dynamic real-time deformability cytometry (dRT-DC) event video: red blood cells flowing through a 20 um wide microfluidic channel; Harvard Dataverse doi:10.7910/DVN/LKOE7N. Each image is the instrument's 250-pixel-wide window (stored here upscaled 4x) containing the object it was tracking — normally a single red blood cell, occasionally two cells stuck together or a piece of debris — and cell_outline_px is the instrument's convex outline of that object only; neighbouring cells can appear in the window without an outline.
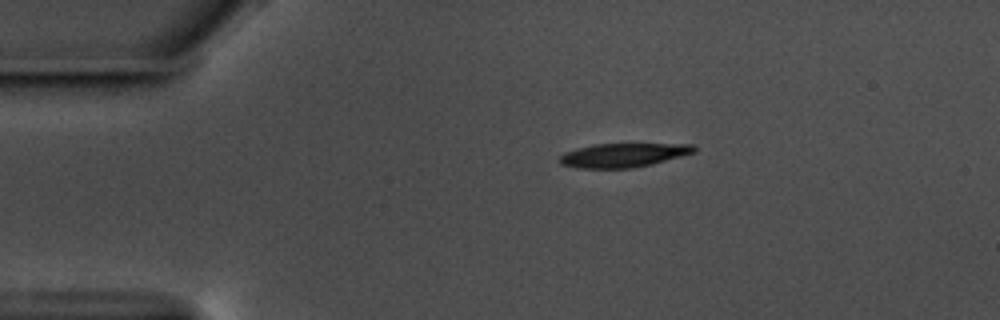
{"species": "common noctule bat (a hibernating species)", "species_latin": "Nyctalus noctula", "temperature_condition": "warm", "stored_images_in_passage": 47, "camera_frame_rate_fps": 3000, "um_per_image_px": 0.085, "animal": {"sex": "male", "body_mass_g": 17.5, "forearm_length_mm": 52.3}, "frame": {"image": 1, "passage_image": 1, "time_ms": 0.0, "image_size_px": [1000, 320], "cell_outline_px": [[696, 152], [652, 164], [632, 168], [576, 168], [560, 164], [560, 156], [564, 152], [576, 148], [596, 144], [692, 144], [696, 148]], "centroid_in_image_um": [52.96, 13.19], "position_along_channel_um": 32.0, "area_um2": 18.73}}
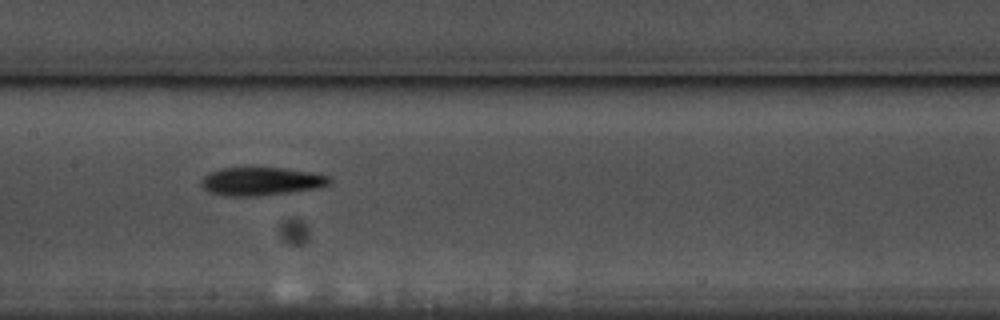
{"frame": {"image": 2, "passage_image": 18, "time_ms": 5.667, "image_size_px": [1000, 320], "cell_outline_px": [[332, 180], [328, 184], [316, 188], [292, 192], [256, 196], [224, 196], [208, 192], [200, 184], [200, 180], [208, 172], [220, 168], [284, 168], [308, 172], [328, 176]], "centroid_in_image_um": [22.13, 15.42], "position_along_channel_um": 185.3, "area_um2": 21.04}}
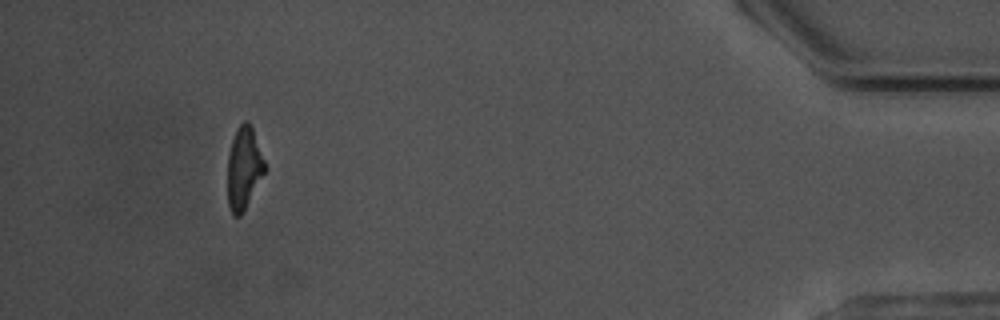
{"frame": {"image": 3, "passage_image": 43, "time_ms": 14.0, "image_size_px": [1000, 320], "cell_outline_px": [[268, 168], [240, 216], [232, 216], [228, 204], [228, 152], [236, 128], [244, 120], [248, 120], [252, 128]], "centroid_in_image_um": [20.74, 14.27], "position_along_channel_um": 414.5, "area_um2": 17.98}, "authors_computed_cell_mechanics": {"area_um2": 19.7676, "velocity_mm_per_s": 3.5511, "shape_relaxation_time_tau1_ms": 3.7462, "shape_relaxation_time_tau2_ms": 3.9923, "deformation_change_tau1": 0.1384, "deformation_change_tau2": 0.1404}}